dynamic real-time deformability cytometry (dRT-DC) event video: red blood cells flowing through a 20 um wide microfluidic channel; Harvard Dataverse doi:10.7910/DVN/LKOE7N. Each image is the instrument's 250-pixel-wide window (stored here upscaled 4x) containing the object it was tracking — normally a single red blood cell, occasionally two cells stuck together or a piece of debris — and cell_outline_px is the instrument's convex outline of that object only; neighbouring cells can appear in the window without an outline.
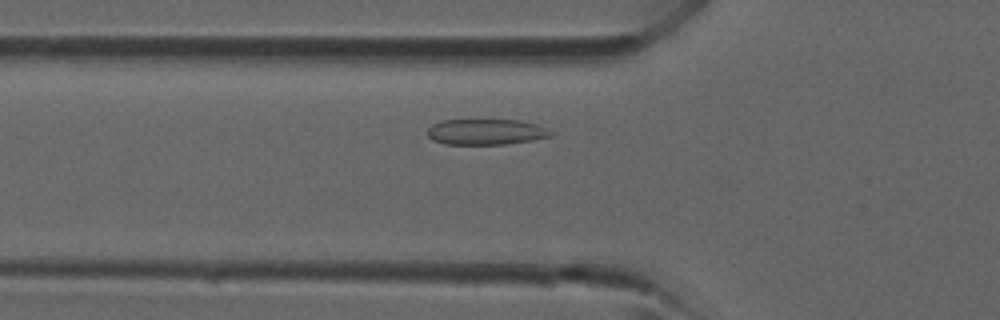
{"species": "common noctule bat (a hibernating species)", "species_latin": "Nyctalus noctula", "temperature_condition": "room temperature", "stored_images_in_passage": 35, "camera_frame_rate_fps": 3000, "um_per_image_px": 0.085, "animal": {"sex": "male", "forearm_length_mm": 52.5}, "frame": {"image": 1, "passage_image": 8, "time_ms": 2.333, "image_size_px": [1000, 320], "cell_outline_px": [[556, 132], [552, 136], [532, 140], [504, 144], [444, 144], [432, 140], [428, 136], [428, 128], [432, 124], [440, 120], [520, 120], [536, 124]], "centroid_in_image_um": [41.32, 11.2], "position_along_channel_um": 84.5, "area_um2": 18.61}}
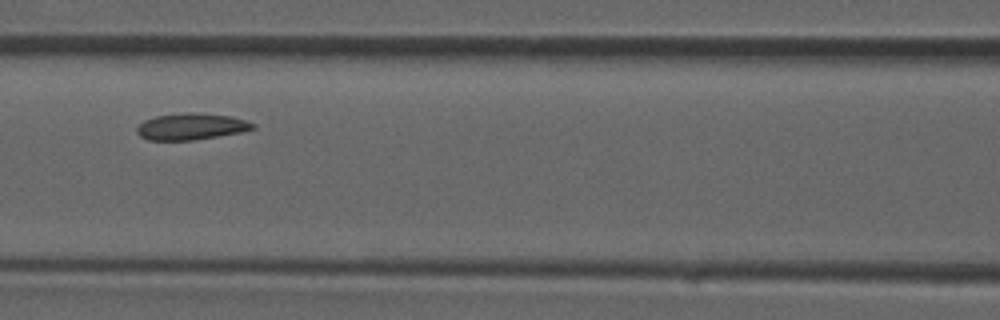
{"frame": {"image": 2, "passage_image": 12, "time_ms": 3.667, "image_size_px": [1000, 320], "cell_outline_px": [[256, 128], [240, 132], [192, 140], [148, 140], [140, 136], [136, 132], [136, 128], [144, 120], [156, 116], [188, 112], [200, 112], [232, 116], [256, 124]], "centroid_in_image_um": [16.25, 10.74], "position_along_channel_um": 150.4, "area_um2": 17.92}}
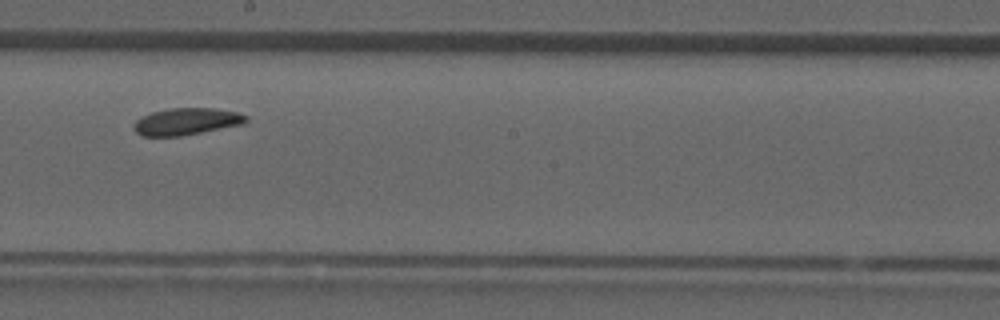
{"frame": {"image": 3, "passage_image": 17, "time_ms": 5.333, "image_size_px": [1000, 320], "cell_outline_px": [[248, 120], [244, 124], [180, 136], [144, 136], [136, 132], [132, 128], [136, 120], [140, 116], [152, 112], [168, 108], [212, 108], [240, 112], [248, 116]], "centroid_in_image_um": [15.86, 10.32], "position_along_channel_um": 232.3, "area_um2": 17.74}}